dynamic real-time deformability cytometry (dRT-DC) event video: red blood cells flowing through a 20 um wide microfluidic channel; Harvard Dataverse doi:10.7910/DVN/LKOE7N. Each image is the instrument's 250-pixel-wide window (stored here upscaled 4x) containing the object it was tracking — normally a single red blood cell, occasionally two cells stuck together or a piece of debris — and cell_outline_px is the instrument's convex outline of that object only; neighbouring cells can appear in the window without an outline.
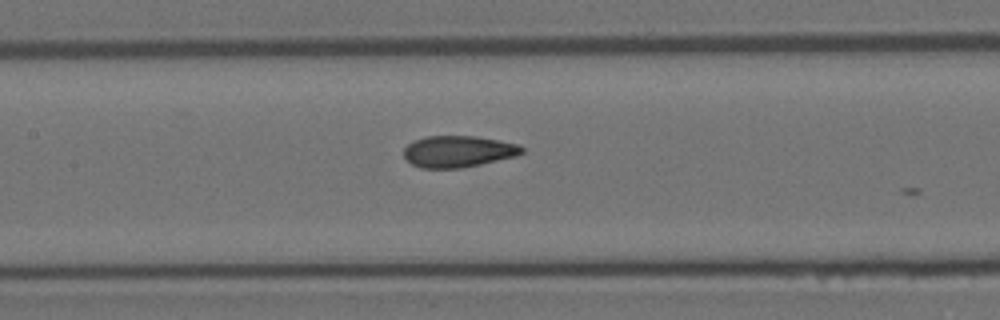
{"species": "Egyptian fruit bat (a non-hibernating species)", "species_latin": "Rousettus aegyptiacus", "temperature_condition": "room temperature", "stored_images_in_passage": 6, "camera_frame_rate_fps": 3000, "um_per_image_px": 0.085, "animal": {"sex": "female"}, "frame": {"image": 1, "passage_image": 5, "time_ms": 1.333, "image_size_px": [1000, 320], "cell_outline_px": [[524, 152], [516, 156], [480, 164], [460, 168], [420, 168], [412, 164], [404, 156], [404, 148], [408, 144], [416, 140], [428, 136], [476, 136], [500, 140], [520, 144], [524, 148]], "centroid_in_image_um": [38.98, 12.87], "position_along_channel_um": 168.4, "area_um2": 21.68}}